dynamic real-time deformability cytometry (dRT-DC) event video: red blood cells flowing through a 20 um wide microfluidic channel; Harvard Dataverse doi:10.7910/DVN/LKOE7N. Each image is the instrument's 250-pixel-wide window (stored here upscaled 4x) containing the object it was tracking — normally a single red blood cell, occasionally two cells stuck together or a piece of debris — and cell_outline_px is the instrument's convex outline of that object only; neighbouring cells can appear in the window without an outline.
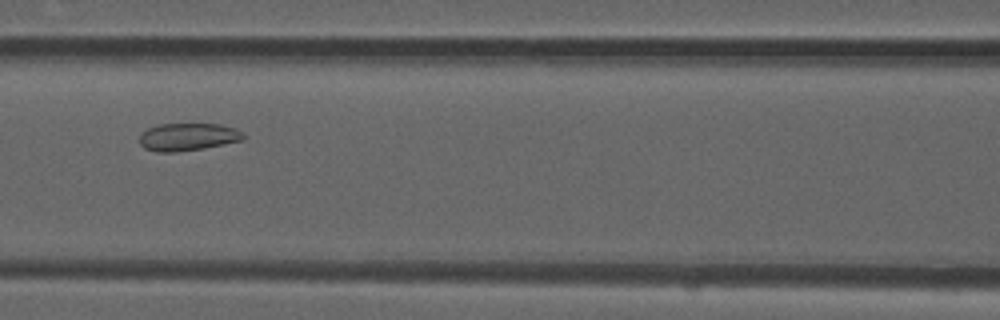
{"species": "common noctule bat (a hibernating species)", "species_latin": "Nyctalus noctula", "temperature_condition": "room temperature", "stored_images_in_passage": 8, "camera_frame_rate_fps": 3000, "um_per_image_px": 0.085, "animal": {"sex": "male", "forearm_length_mm": 52.5}, "frame": {"image": 1, "passage_image": 5, "time_ms": 1.333, "image_size_px": [1000, 320], "cell_outline_px": [[244, 140], [204, 148], [176, 152], [156, 152], [144, 148], [140, 144], [140, 132], [148, 128], [160, 124], [220, 124], [236, 128], [244, 132]], "centroid_in_image_um": [15.98, 11.63], "position_along_channel_um": 150.6, "area_um2": 16.88}}
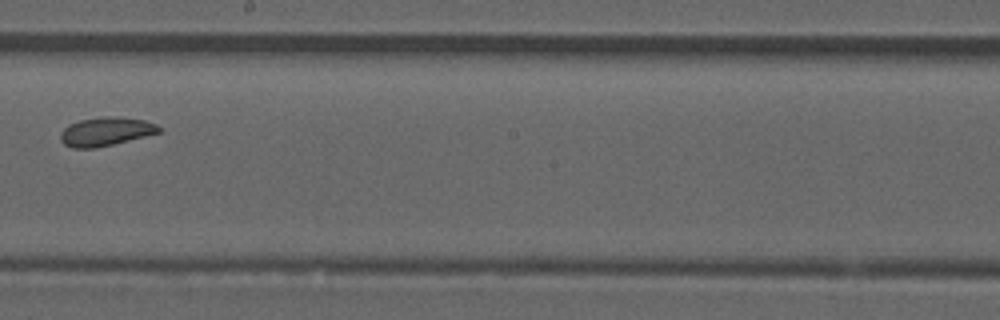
{"frame": {"image": 2, "passage_image": 7, "time_ms": 2.0, "image_size_px": [1000, 320], "cell_outline_px": [[160, 132], [112, 144], [92, 148], [72, 148], [64, 144], [60, 140], [60, 132], [68, 124], [80, 120], [104, 116], [120, 116], [144, 120], [156, 124], [160, 128]], "centroid_in_image_um": [8.95, 11.16], "position_along_channel_um": 239.3, "area_um2": 16.36}}
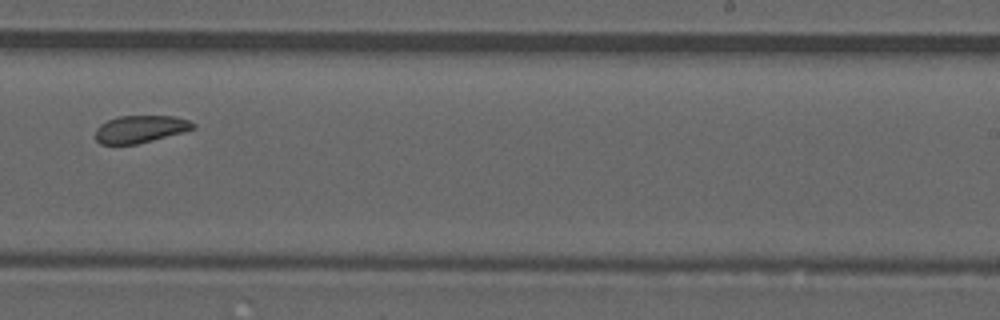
{"frame": {"image": 3, "passage_image": 8, "time_ms": 2.333, "image_size_px": [1000, 320], "cell_outline_px": [[196, 128], [152, 140], [136, 144], [100, 144], [96, 140], [96, 128], [100, 124], [108, 120], [120, 116], [176, 116], [188, 120], [196, 124]], "centroid_in_image_um": [11.92, 10.96], "position_along_channel_um": 277.1, "area_um2": 15.43}}